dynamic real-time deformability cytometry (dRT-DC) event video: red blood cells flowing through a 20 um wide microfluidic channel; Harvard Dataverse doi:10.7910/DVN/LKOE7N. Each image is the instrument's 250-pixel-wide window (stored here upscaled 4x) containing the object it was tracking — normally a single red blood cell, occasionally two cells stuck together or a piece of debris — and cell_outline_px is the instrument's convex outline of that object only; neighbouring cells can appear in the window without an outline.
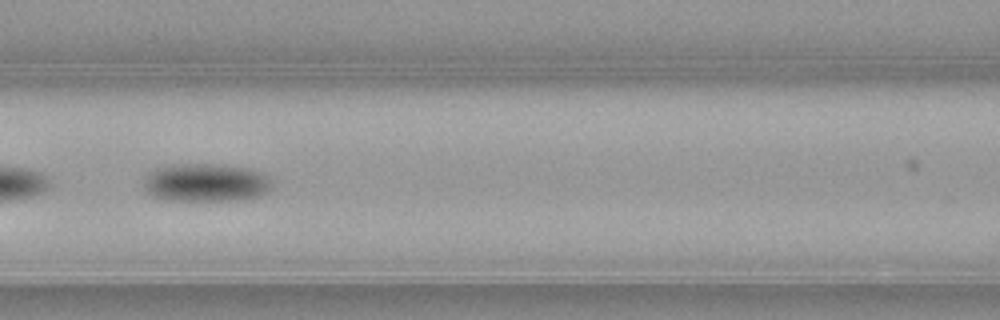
{"species": "common noctule bat (a hibernating species)", "species_latin": "Nyctalus noctula", "temperature_condition": "warm", "stored_images_in_passage": 37, "camera_frame_rate_fps": 3000, "um_per_image_px": 0.085, "animal": {"sex": "female", "body_mass_g": 21.9}, "frame": {"image": 1, "passage_image": 11, "time_ms": 3.333, "image_size_px": [1000, 320], "cell_outline_px": [[272, 188], [268, 192], [244, 200], [168, 200], [156, 196], [148, 192], [144, 188], [144, 180], [156, 168], [176, 164], [224, 164], [248, 168], [264, 172], [272, 180]], "centroid_in_image_um": [17.59, 15.51], "position_along_channel_um": 149.0, "area_um2": 28.61}}
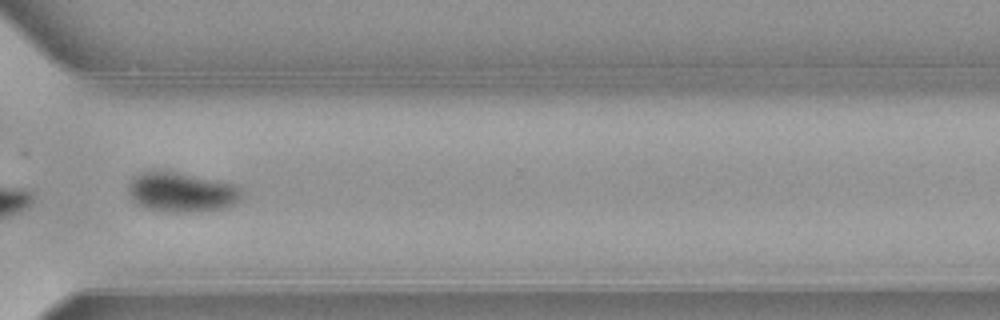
{"frame": {"image": 2, "passage_image": 27, "time_ms": 8.667, "image_size_px": [1000, 320], "cell_outline_px": [[240, 200], [224, 208], [196, 212], [164, 212], [144, 208], [136, 204], [132, 200], [128, 192], [128, 180], [132, 176], [140, 172], [152, 168], [160, 168], [236, 184], [240, 188]], "centroid_in_image_um": [15.33, 16.3], "position_along_channel_um": 355.3, "area_um2": 27.17}, "authors_computed_cell_mechanics": {"area_um2": 27.5128, "velocity_mm_per_s": 3.8714, "shape_relaxation_time_tau1_ms": 2.0072, "shape_relaxation_time_tau2_ms": null, "deformation_change_tau1": 0.1096, "deformation_change_tau2": null}}